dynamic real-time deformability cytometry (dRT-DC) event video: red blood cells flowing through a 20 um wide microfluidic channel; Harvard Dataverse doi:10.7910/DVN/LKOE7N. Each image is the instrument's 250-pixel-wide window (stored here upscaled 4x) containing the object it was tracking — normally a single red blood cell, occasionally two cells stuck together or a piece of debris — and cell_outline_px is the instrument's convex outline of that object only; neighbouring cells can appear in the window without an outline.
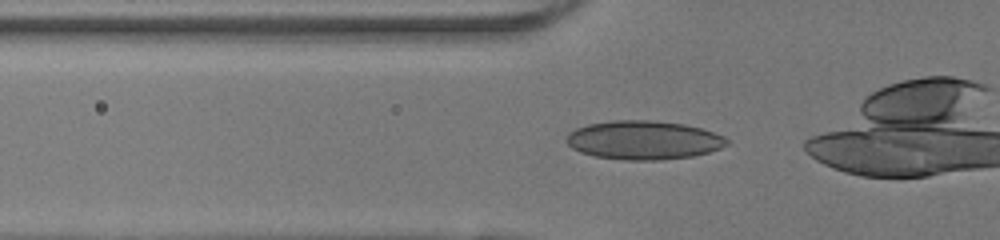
{"species": "human", "species_latin": "Homo sapiens", "temperature_condition": "room temperature", "stored_images_in_passage": 26, "camera_frame_rate_fps": 3000, "um_per_image_px": 0.085, "donor": {"sex": "female"}, "frame": {"image": 1, "passage_image": 8, "time_ms": 2.333, "image_size_px": [1000, 240], "cell_outline_px": [[728, 144], [720, 148], [708, 152], [692, 156], [660, 160], [624, 160], [596, 156], [580, 152], [572, 148], [568, 144], [568, 132], [576, 128], [588, 124], [612, 120], [652, 120], [684, 124], [700, 128], [724, 136], [728, 140]], "centroid_in_image_um": [54.7, 11.9], "position_along_channel_um": 71.1, "area_um2": 36.13}}
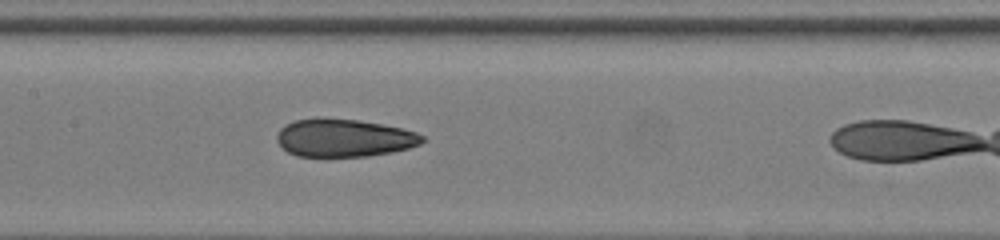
{"frame": {"image": 2, "passage_image": 16, "time_ms": 5.0, "image_size_px": [1000, 240], "cell_outline_px": [[428, 140], [420, 144], [408, 148], [392, 152], [368, 156], [296, 156], [288, 152], [276, 140], [276, 136], [280, 128], [284, 124], [296, 120], [316, 116], [320, 116], [360, 120], [404, 128], [416, 132], [424, 136]], "centroid_in_image_um": [29.25, 11.69], "position_along_channel_um": 178.2, "area_um2": 32.66}}
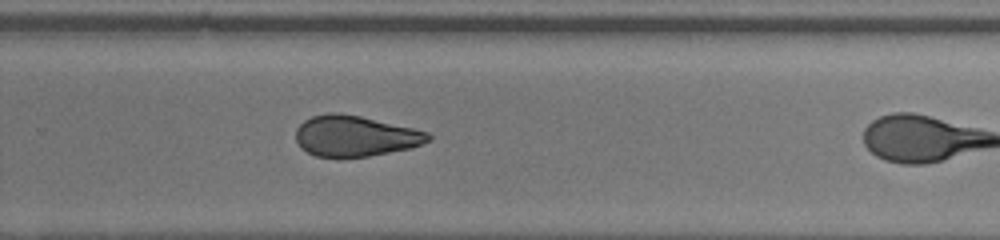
{"frame": {"image": 3, "passage_image": 25, "time_ms": 8.0, "image_size_px": [1000, 240], "cell_outline_px": [[432, 140], [412, 148], [368, 156], [316, 156], [300, 148], [296, 140], [296, 128], [304, 120], [312, 116], [328, 112], [340, 112], [360, 116], [412, 128], [428, 132], [432, 136]], "centroid_in_image_um": [30.19, 11.55], "position_along_channel_um": 299.6, "area_um2": 31.39}}